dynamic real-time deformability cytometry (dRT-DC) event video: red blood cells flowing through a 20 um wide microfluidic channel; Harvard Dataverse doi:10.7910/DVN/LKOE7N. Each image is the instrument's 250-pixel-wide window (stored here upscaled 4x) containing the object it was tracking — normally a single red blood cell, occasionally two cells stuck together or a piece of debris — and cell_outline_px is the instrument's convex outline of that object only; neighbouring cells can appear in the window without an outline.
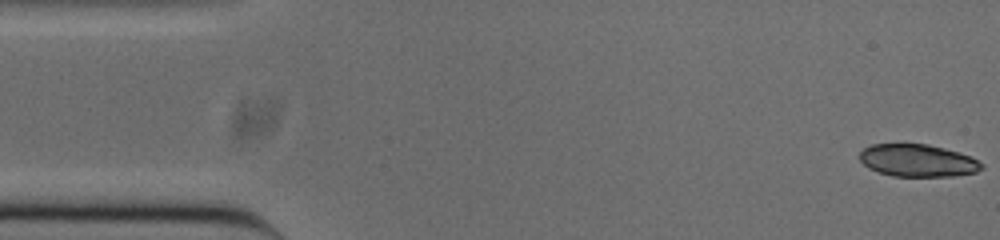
{"species": "common noctule bat (a hibernating species)", "species_latin": "Nyctalus noctula", "temperature_condition": "cold", "stored_images_in_passage": 51, "camera_frame_rate_fps": 3000, "um_per_image_px": 0.085, "animal": {"sex": "male", "body_mass_g": 20.0, "forearm_length_mm": 53.3}, "frame": {"image": 1, "passage_image": 1, "time_ms": 0.0, "image_size_px": [1000, 240], "cell_outline_px": [[984, 168], [976, 172], [952, 176], [892, 176], [868, 168], [860, 160], [860, 152], [864, 148], [872, 144], [928, 144], [944, 148], [968, 156], [984, 164]], "centroid_in_image_um": [77.99, 13.65], "position_along_channel_um": 7.0, "area_um2": 22.83}}
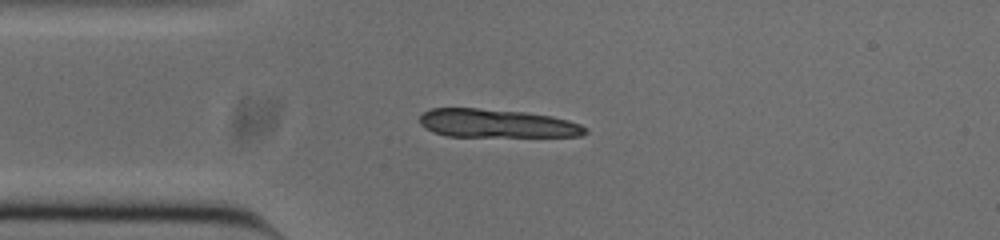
{"frame": {"image": 2, "passage_image": 12, "time_ms": 3.667, "image_size_px": [1000, 240], "cell_outline_px": [[588, 132], [580, 136], [448, 136], [432, 132], [420, 124], [420, 116], [424, 112], [432, 108], [476, 108], [524, 112], [552, 116], [568, 120], [580, 124], [588, 128]], "centroid_in_image_um": [42.23, 10.49], "position_along_channel_um": 42.8, "area_um2": 27.34}, "authors_computed_cell_mechanics": {"area_um2": 22.831, "velocity_mm_per_s": 3.8262, "shape_relaxation_time_tau1_ms": 3.2875, "shape_relaxation_time_tau2_ms": 3.9919, "deformation_change_tau1": 0.1248, "deformation_change_tau2": 0.1035}}